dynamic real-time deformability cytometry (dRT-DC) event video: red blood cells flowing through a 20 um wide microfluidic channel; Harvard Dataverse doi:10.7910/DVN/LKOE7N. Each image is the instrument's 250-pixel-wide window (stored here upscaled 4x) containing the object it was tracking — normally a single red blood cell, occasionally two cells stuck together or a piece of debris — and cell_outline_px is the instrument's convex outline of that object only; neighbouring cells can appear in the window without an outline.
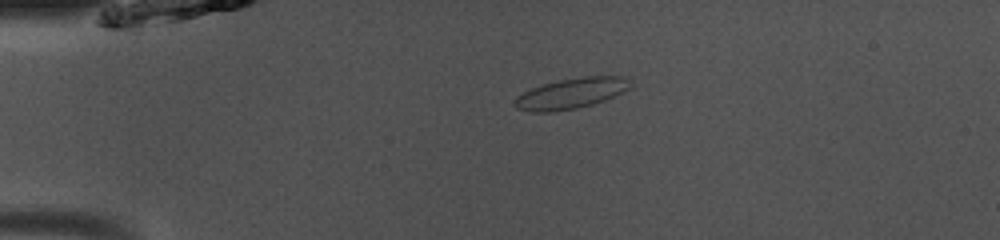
{"species": "common noctule bat (a hibernating species)", "species_latin": "Nyctalus noctula", "temperature_condition": "room temperature", "stored_images_in_passage": 41, "camera_frame_rate_fps": 3000, "um_per_image_px": 0.085, "animal": {"sex": "male", "body_mass_g": 13.0, "forearm_length_mm": 53.1}, "frame": {"image": 1, "passage_image": 3, "time_ms": 0.667, "image_size_px": [1000, 240], "cell_outline_px": [[632, 84], [628, 88], [604, 100], [592, 104], [576, 108], [552, 112], [532, 112], [516, 108], [512, 104], [516, 96], [532, 88], [544, 84], [560, 80], [580, 76], [628, 76]], "centroid_in_image_um": [48.52, 7.93], "position_along_channel_um": 36.5, "area_um2": 20.52}}
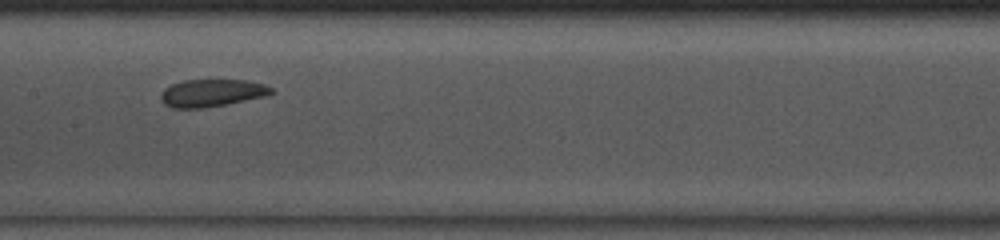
{"frame": {"image": 2, "passage_image": 17, "time_ms": 5.333, "image_size_px": [1000, 240], "cell_outline_px": [[272, 92], [264, 96], [204, 108], [172, 108], [164, 104], [160, 100], [160, 96], [164, 88], [172, 84], [184, 80], [248, 80], [264, 84], [272, 88]], "centroid_in_image_um": [17.95, 7.89], "position_along_channel_um": 189.5, "area_um2": 17.51}}
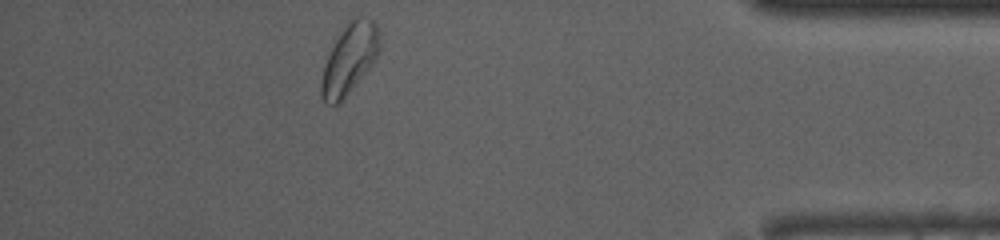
{"frame": {"image": 3, "passage_image": 36, "time_ms": 11.667, "image_size_px": [1000, 240], "cell_outline_px": [[380, 52], [372, 64], [348, 92], [336, 104], [324, 104], [320, 96], [320, 84], [324, 64], [328, 52], [344, 28], [356, 16], [372, 20], [376, 24], [380, 44]], "centroid_in_image_um": [29.67, 5.02], "position_along_channel_um": 405.5, "area_um2": 23.24}, "authors_computed_cell_mechanics": {"area_um2": 18.207, "velocity_mm_per_s": 4.0343, "shape_relaxation_time_tau1_ms": 3.1519, "shape_relaxation_time_tau2_ms": 6.0942, "deformation_change_tau1": 0.0832, "deformation_change_tau2": 0.091}}